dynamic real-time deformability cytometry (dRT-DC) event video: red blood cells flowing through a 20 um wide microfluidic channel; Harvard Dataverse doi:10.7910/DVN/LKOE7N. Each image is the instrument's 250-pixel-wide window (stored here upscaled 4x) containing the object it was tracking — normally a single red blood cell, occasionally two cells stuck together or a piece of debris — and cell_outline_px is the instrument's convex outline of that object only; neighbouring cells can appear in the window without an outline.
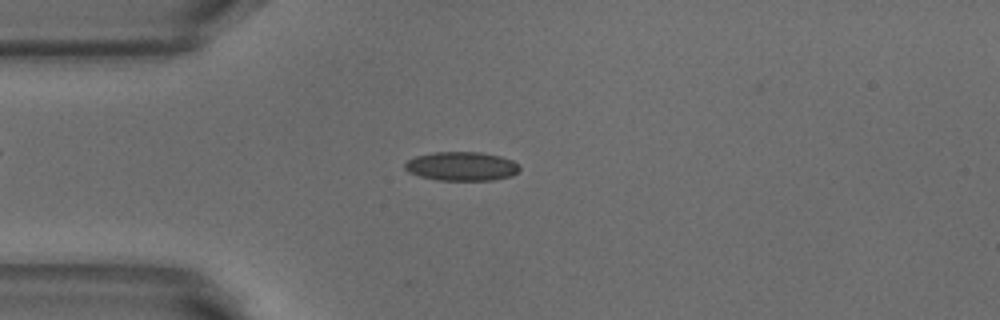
{"species": "common noctule bat (a hibernating species)", "species_latin": "Nyctalus noctula", "temperature_condition": "warm", "stored_images_in_passage": 51, "camera_frame_rate_fps": 3000, "um_per_image_px": 0.085, "animal": {"sex": "male", "body_mass_g": 18.8}, "frame": {"image": 1, "passage_image": 12, "time_ms": 3.667, "image_size_px": [1000, 320], "cell_outline_px": [[520, 168], [512, 176], [492, 180], [436, 180], [420, 176], [408, 172], [404, 168], [404, 164], [408, 160], [416, 156], [432, 152], [480, 152], [500, 156], [512, 160]], "centroid_in_image_um": [39.21, 14.13], "position_along_channel_um": 45.8, "area_um2": 19.31}}
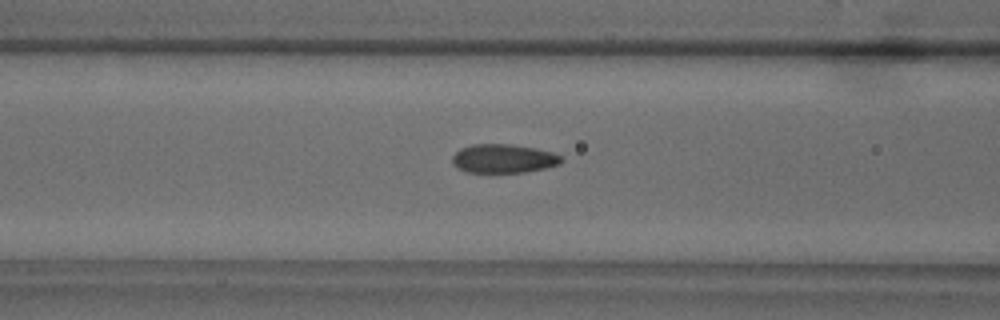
{"frame": {"image": 2, "passage_image": 19, "time_ms": 6.0, "image_size_px": [1000, 320], "cell_outline_px": [[564, 160], [560, 164], [544, 168], [524, 172], [468, 172], [452, 164], [452, 156], [460, 148], [472, 144], [512, 144], [536, 148], [552, 152], [560, 156]], "centroid_in_image_um": [42.8, 13.47], "position_along_channel_um": 123.8, "area_um2": 18.26}}
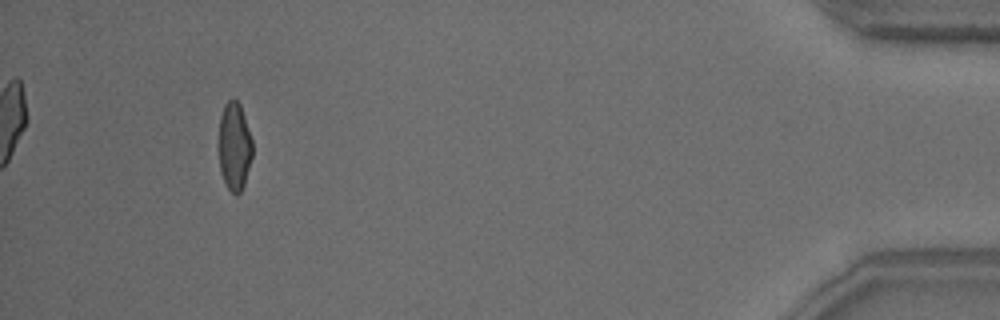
{"frame": {"image": 3, "passage_image": 47, "time_ms": 15.333, "image_size_px": [1000, 320], "cell_outline_px": [[252, 156], [244, 184], [240, 192], [236, 196], [228, 188], [220, 172], [216, 144], [220, 116], [224, 104], [228, 100], [236, 100], [240, 104], [252, 140]], "centroid_in_image_um": [19.87, 12.44], "position_along_channel_um": 415.3, "area_um2": 17.74}, "authors_computed_cell_mechanics": {"area_um2": 18.2648, "velocity_mm_per_s": 3.8711, "shape_relaxation_time_tau1_ms": 5.8985, "shape_relaxation_time_tau2_ms": 1.2517, "deformation_change_tau1": 0.1623, "deformation_change_tau2": 0.0797}}